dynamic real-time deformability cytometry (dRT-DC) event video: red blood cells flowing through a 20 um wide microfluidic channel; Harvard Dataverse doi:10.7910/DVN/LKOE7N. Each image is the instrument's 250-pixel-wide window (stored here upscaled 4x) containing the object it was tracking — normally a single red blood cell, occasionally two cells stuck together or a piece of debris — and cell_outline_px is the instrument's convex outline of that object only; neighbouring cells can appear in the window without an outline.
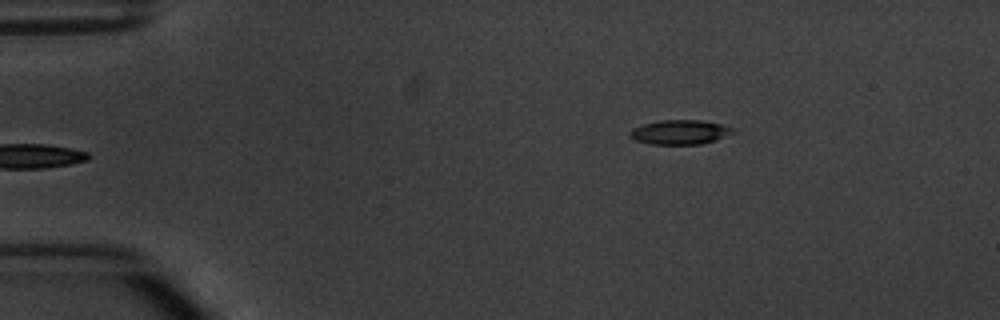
{"species": "common noctule bat (a hibernating species)", "species_latin": "Nyctalus noctula", "temperature_condition": "warm", "stored_images_in_passage": 5, "camera_frame_rate_fps": 3000, "um_per_image_px": 0.085, "animal": {"sex": "male", "body_mass_g": 20.1, "forearm_length_mm": 53.5}, "frame": {"image": 1, "passage_image": 5, "time_ms": 4.667, "image_size_px": [1000, 320], "cell_outline_px": [[736, 132], [716, 140], [700, 144], [652, 144], [636, 140], [628, 132], [632, 128], [644, 124], [660, 120], [700, 120], [720, 124], [732, 128]], "centroid_in_image_um": [57.81, 11.23], "position_along_channel_um": 27.2, "area_um2": 14.51}}